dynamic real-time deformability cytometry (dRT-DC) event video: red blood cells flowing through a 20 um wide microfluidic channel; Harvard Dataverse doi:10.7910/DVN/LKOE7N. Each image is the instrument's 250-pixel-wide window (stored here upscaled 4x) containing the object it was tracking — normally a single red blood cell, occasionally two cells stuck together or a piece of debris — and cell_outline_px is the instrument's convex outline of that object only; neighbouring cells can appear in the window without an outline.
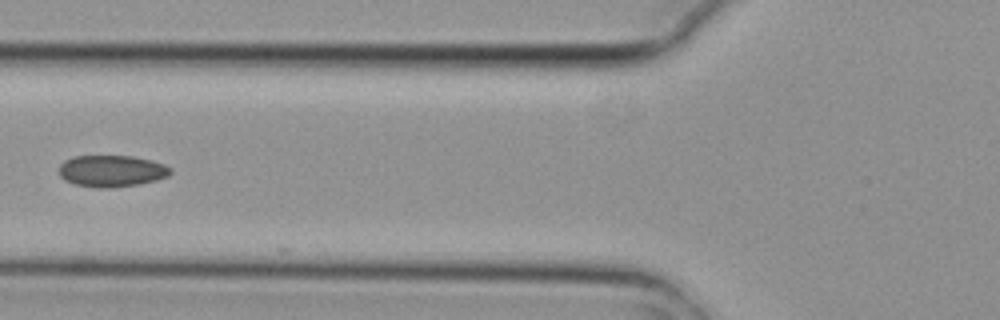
{"species": "common noctule bat (a hibernating species)", "species_latin": "Nyctalus noctula", "temperature_condition": "cold", "stored_images_in_passage": 5, "camera_frame_rate_fps": 3000, "um_per_image_px": 0.085, "animal": {"sex": "female", "body_mass_g": 29.2, "forearm_length_mm": 56.3}, "frame": {"image": 1, "passage_image": 5, "time_ms": 1.333, "image_size_px": [1000, 320], "cell_outline_px": [[172, 172], [168, 176], [156, 180], [140, 184], [108, 188], [100, 188], [76, 184], [64, 180], [60, 176], [60, 164], [64, 160], [72, 156], [132, 156], [164, 164], [172, 168]], "centroid_in_image_um": [9.49, 14.53], "position_along_channel_um": 116.3, "area_um2": 20.52}}